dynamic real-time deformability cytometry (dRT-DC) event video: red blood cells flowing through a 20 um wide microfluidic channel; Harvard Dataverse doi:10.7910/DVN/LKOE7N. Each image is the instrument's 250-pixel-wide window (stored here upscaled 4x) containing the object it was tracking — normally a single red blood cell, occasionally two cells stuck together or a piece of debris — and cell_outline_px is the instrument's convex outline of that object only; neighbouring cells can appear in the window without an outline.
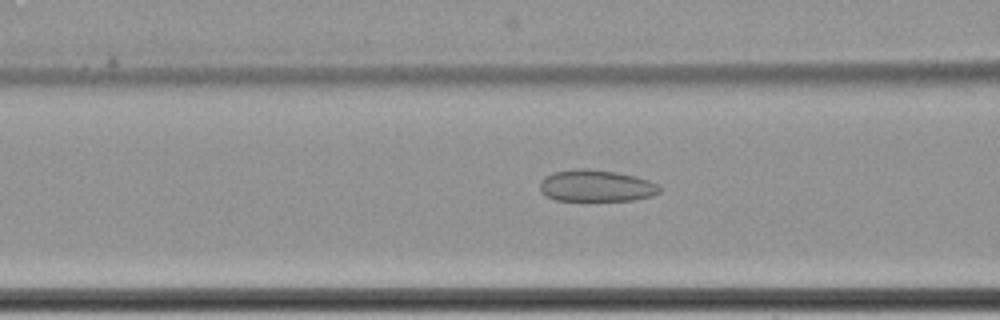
{"species": "common noctule bat (a hibernating species)", "species_latin": "Nyctalus noctula", "temperature_condition": "cold", "stored_images_in_passage": 10, "camera_frame_rate_fps": 3000, "um_per_image_px": 0.085, "animal": {"sex": "female", "body_mass_g": 22.7, "forearm_length_mm": 54.2}, "frame": {"image": 1, "passage_image": 7, "time_ms": 2.0, "image_size_px": [1000, 320], "cell_outline_px": [[660, 192], [652, 196], [632, 200], [556, 200], [540, 192], [540, 180], [544, 176], [552, 172], [580, 168], [588, 168], [616, 172], [636, 176], [648, 180], [656, 184], [660, 188]], "centroid_in_image_um": [50.65, 15.78], "position_along_channel_um": 116.0, "area_um2": 22.14}}